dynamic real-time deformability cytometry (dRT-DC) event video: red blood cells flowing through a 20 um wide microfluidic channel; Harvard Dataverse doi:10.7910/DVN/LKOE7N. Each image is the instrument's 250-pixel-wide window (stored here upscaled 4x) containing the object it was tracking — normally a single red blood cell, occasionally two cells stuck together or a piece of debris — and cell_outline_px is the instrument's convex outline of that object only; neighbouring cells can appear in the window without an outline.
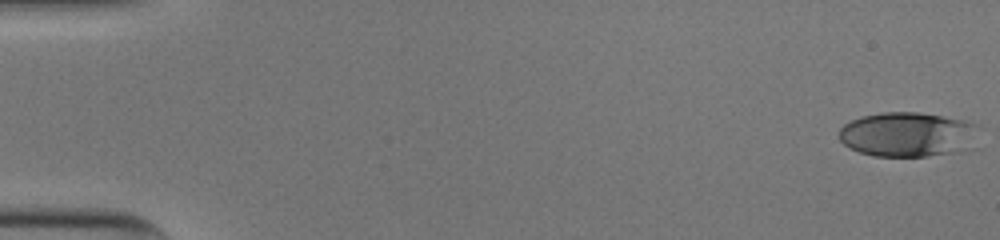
{"species": "human", "species_latin": "Homo sapiens", "temperature_condition": "cold", "stored_images_in_passage": 52, "camera_frame_rate_fps": 3000, "um_per_image_px": 0.085, "donor": {"sex": "male"}, "frame": {"image": 1, "passage_image": 1, "time_ms": 0.0, "image_size_px": [1000, 240], "cell_outline_px": [[984, 128], [956, 152], [928, 156], [872, 156], [848, 148], [840, 140], [840, 128], [844, 124], [860, 116], [880, 112], [916, 112], [964, 120], [980, 124]], "centroid_in_image_um": [77.1, 11.41], "position_along_channel_um": 7.9, "area_um2": 36.18}}
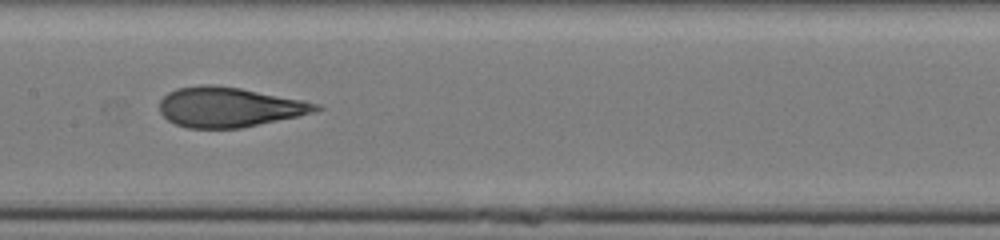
{"frame": {"image": 2, "passage_image": 27, "time_ms": 8.667, "image_size_px": [1000, 240], "cell_outline_px": [[324, 108], [312, 112], [296, 116], [240, 128], [188, 128], [176, 124], [168, 120], [160, 112], [160, 100], [168, 92], [176, 88], [200, 84], [212, 84], [240, 88], [304, 100], [320, 104]], "centroid_in_image_um": [19.45, 9.09], "position_along_channel_um": 188.0, "area_um2": 36.18}}
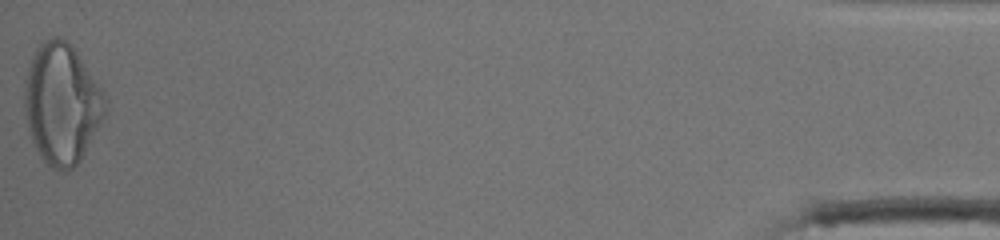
{"frame": {"image": 3, "passage_image": 52, "time_ms": 17.0, "image_size_px": [1000, 240], "cell_outline_px": [[108, 108], [80, 160], [68, 172], [60, 172], [52, 168], [40, 156], [32, 140], [28, 128], [24, 104], [24, 80], [32, 56], [36, 48], [44, 40], [52, 36], [56, 36], [72, 44], [108, 100]], "centroid_in_image_um": [5.24, 8.81], "position_along_channel_um": 430.0, "area_um2": 56.53}, "authors_computed_cell_mechanics": {"area_um2": 36.5585, "velocity_mm_per_s": 3.9942, "shape_relaxation_time_tau1_ms": 6.899, "shape_relaxation_time_tau2_ms": 0.9972, "deformation_change_tau1": 0.2519, "deformation_change_tau2": 0.0946}}